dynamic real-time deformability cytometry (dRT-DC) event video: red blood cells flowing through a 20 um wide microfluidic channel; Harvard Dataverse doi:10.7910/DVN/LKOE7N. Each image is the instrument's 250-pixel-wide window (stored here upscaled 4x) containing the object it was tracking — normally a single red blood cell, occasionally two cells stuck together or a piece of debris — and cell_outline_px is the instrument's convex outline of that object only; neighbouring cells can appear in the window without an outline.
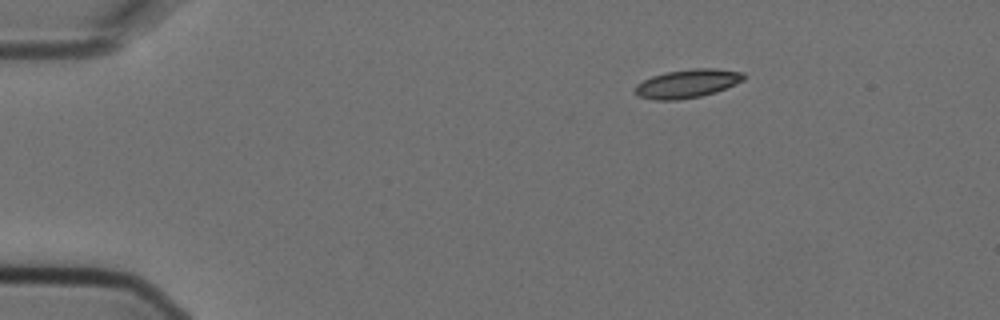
{"species": "Egyptian fruit bat (a non-hibernating species)", "species_latin": "Rousettus aegyptiacus", "temperature_condition": "cold", "stored_images_in_passage": 2, "camera_frame_rate_fps": 3000, "um_per_image_px": 0.085, "animal": {"sex": "female"}, "frame": {"image": 1, "passage_image": 1, "time_ms": 0.0, "image_size_px": [1000, 320], "cell_outline_px": [[744, 80], [716, 92], [700, 96], [676, 100], [656, 100], [636, 96], [636, 84], [652, 76], [668, 72], [692, 68], [716, 68], [744, 72]], "centroid_in_image_um": [58.43, 7.1], "position_along_channel_um": 26.6, "area_um2": 17.98}}